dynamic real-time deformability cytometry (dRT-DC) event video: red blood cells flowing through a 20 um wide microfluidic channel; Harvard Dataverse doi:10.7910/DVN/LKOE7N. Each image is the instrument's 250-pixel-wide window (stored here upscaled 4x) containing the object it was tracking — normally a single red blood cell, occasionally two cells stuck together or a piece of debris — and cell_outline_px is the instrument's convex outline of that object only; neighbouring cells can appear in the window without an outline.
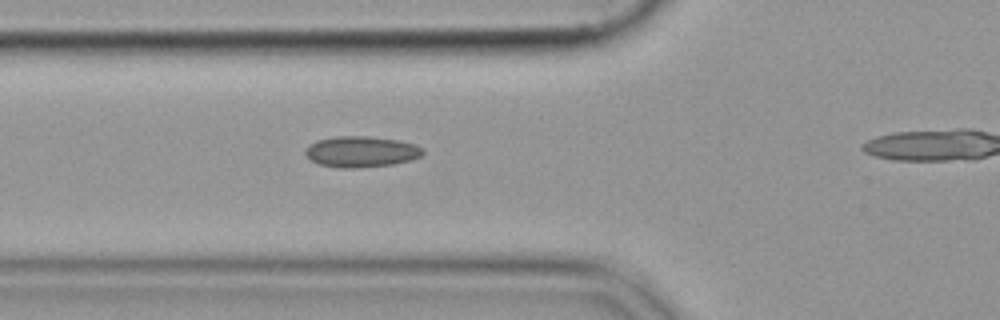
{"species": "common noctule bat (a hibernating species)", "species_latin": "Nyctalus noctula", "temperature_condition": "cold", "stored_images_in_passage": 15, "camera_frame_rate_fps": 3000, "um_per_image_px": 0.085, "animal": {"sex": "female", "body_mass_g": 19.9}, "frame": {"image": 1, "passage_image": 5, "time_ms": 1.333, "image_size_px": [1000, 320], "cell_outline_px": [[424, 152], [420, 156], [408, 160], [392, 164], [356, 168], [340, 168], [320, 164], [312, 160], [304, 152], [308, 144], [316, 140], [336, 136], [368, 136], [400, 140], [424, 148]], "centroid_in_image_um": [30.68, 12.88], "position_along_channel_um": 95.1, "area_um2": 21.1}}
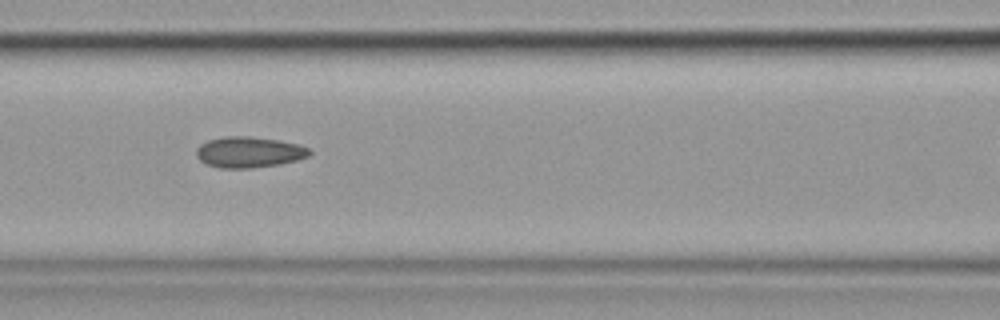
{"frame": {"image": 2, "passage_image": 9, "time_ms": 2.667, "image_size_px": [1000, 320], "cell_outline_px": [[312, 152], [308, 156], [296, 160], [280, 164], [252, 168], [220, 168], [208, 164], [200, 160], [196, 156], [196, 148], [200, 144], [208, 140], [224, 136], [248, 136], [276, 140], [296, 144], [308, 148]], "centroid_in_image_um": [21.13, 12.93], "position_along_channel_um": 145.5, "area_um2": 20.23}}